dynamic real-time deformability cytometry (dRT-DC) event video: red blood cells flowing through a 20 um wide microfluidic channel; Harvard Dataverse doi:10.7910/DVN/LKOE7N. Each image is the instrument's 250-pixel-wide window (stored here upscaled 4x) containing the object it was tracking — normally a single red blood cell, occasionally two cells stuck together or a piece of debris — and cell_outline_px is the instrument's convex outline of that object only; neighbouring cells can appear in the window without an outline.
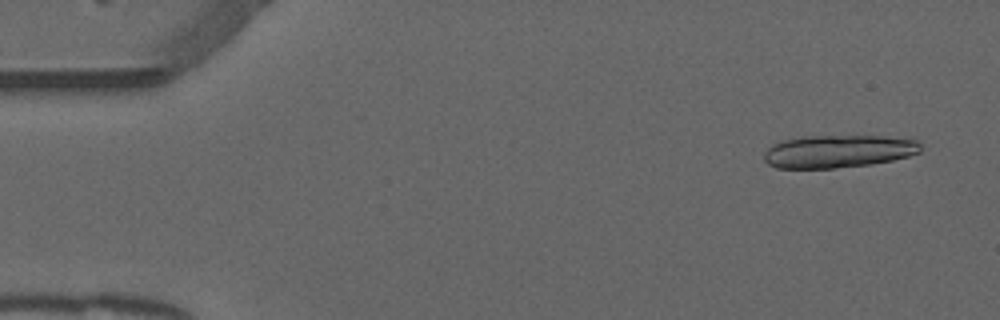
{"species": "common noctule bat (a hibernating species)", "species_latin": "Nyctalus noctula", "temperature_condition": "warm", "stored_images_in_passage": 17, "camera_frame_rate_fps": 3000, "um_per_image_px": 0.085, "animal": {"sex": "male", "forearm_length_mm": 52.5}, "frame": {"image": 1, "passage_image": 3, "time_ms": 0.667, "image_size_px": [1000, 320], "cell_outline_px": [[920, 152], [908, 156], [892, 160], [872, 164], [832, 168], [776, 168], [768, 164], [764, 160], [764, 152], [772, 144], [784, 140], [804, 136], [884, 136], [916, 140], [920, 144]], "centroid_in_image_um": [71.22, 12.86], "position_along_channel_um": 13.8, "area_um2": 29.82}}